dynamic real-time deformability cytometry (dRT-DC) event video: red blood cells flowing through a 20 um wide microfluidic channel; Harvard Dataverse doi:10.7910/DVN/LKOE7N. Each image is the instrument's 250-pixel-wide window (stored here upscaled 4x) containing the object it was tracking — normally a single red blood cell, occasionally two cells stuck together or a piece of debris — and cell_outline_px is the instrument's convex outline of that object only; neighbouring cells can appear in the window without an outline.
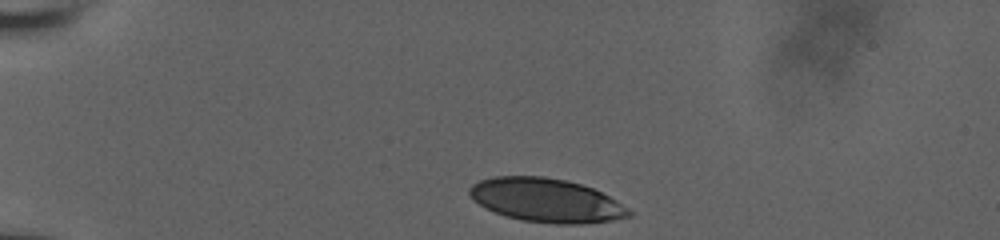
{"species": "human", "species_latin": "Homo sapiens", "temperature_condition": "room temperature", "stored_images_in_passage": 36, "camera_frame_rate_fps": 3000, "um_per_image_px": 0.085, "donor": {"sex": "male"}, "frame": {"image": 1, "passage_image": 1, "time_ms": 0.0, "image_size_px": [1000, 240], "cell_outline_px": [[632, 216], [612, 220], [580, 224], [556, 224], [520, 220], [484, 208], [468, 192], [468, 188], [472, 184], [480, 180], [496, 176], [544, 176], [568, 180], [592, 188], [616, 200], [628, 208], [632, 212]], "centroid_in_image_um": [46.44, 17.02], "position_along_channel_um": 38.6, "area_um2": 40.52}}
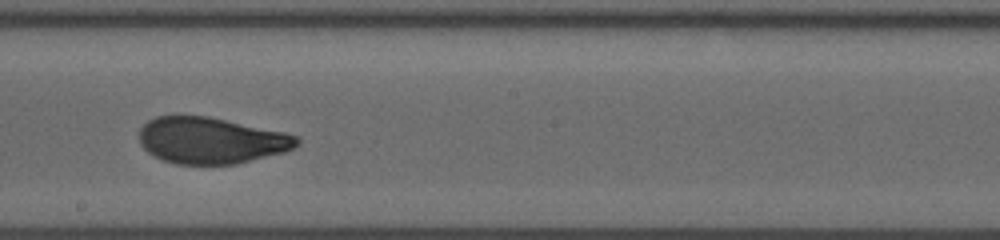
{"frame": {"image": 2, "passage_image": 21, "time_ms": 6.667, "image_size_px": [1000, 240], "cell_outline_px": [[300, 144], [284, 152], [236, 164], [176, 164], [164, 160], [148, 152], [140, 144], [140, 128], [148, 120], [156, 116], [176, 112], [208, 116], [284, 132], [300, 136]], "centroid_in_image_um": [17.91, 11.9], "position_along_channel_um": 230.3, "area_um2": 43.23}}
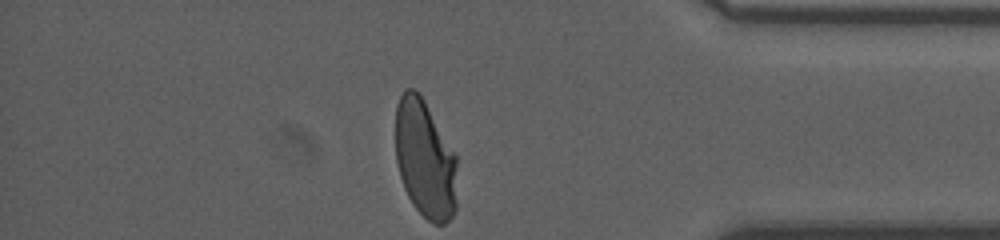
{"frame": {"image": 3, "passage_image": 36, "time_ms": 11.667, "image_size_px": [1000, 240], "cell_outline_px": [[456, 208], [452, 216], [444, 224], [432, 224], [412, 204], [404, 188], [400, 176], [396, 160], [396, 104], [404, 88], [412, 88], [424, 100], [456, 156]], "centroid_in_image_um": [36.11, 13.55], "position_along_channel_um": 399.1, "area_um2": 42.25}, "authors_computed_cell_mechanics": {"area_um2": 43.0032, "velocity_mm_per_s": 3.812, "shape_relaxation_time_tau1_ms": 6.1379, "shape_relaxation_time_tau2_ms": null, "deformation_change_tau1": 0.2043, "deformation_change_tau2": null}}